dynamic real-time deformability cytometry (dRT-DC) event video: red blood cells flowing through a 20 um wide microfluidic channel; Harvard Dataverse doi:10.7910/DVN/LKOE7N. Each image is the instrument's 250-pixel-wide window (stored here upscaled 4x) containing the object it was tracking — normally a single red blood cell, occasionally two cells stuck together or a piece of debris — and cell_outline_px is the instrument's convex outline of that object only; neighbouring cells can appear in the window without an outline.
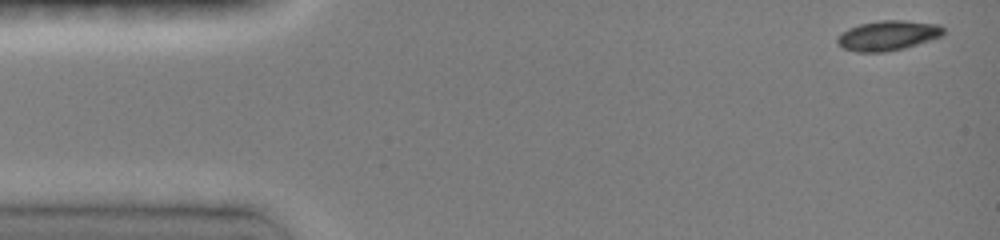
{"species": "common noctule bat (a hibernating species)", "species_latin": "Nyctalus noctula", "temperature_condition": "room temperature", "stored_images_in_passage": 81, "camera_frame_rate_fps": 3000, "um_per_image_px": 0.085, "animal": {"sex": "female", "body_mass_g": 19.0, "forearm_length_mm": 51.5}, "frame": {"image": 1, "passage_image": 1, "time_ms": 0.0, "image_size_px": [1000, 240], "cell_outline_px": [[944, 36], [904, 48], [884, 52], [856, 52], [844, 48], [836, 44], [836, 36], [848, 28], [860, 24], [880, 20], [904, 20], [940, 24], [944, 28]], "centroid_in_image_um": [75.47, 3.01], "position_along_channel_um": 9.5, "area_um2": 18.73}}
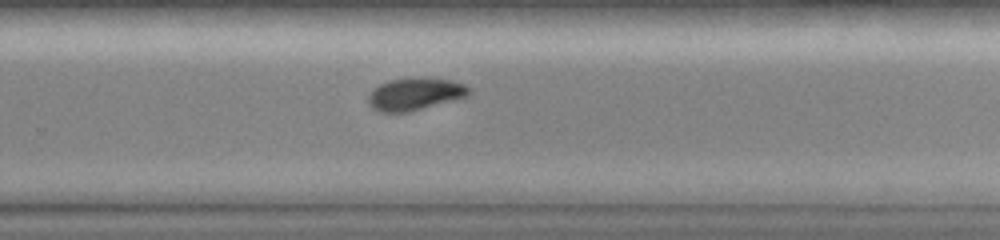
{"frame": {"image": 2, "passage_image": 57, "time_ms": 9.667, "image_size_px": [1000, 240], "cell_outline_px": [[472, 92], [468, 96], [408, 112], [380, 112], [372, 108], [368, 104], [368, 96], [380, 84], [388, 80], [420, 76], [424, 76], [452, 80], [464, 84], [472, 88]], "centroid_in_image_um": [35.32, 7.97], "position_along_channel_um": 294.5, "area_um2": 19.25}}
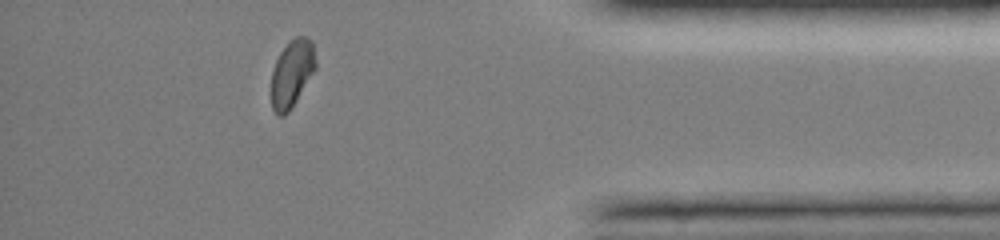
{"frame": {"image": 3, "passage_image": 72, "time_ms": 13.0, "image_size_px": [1000, 240], "cell_outline_px": [[316, 68], [296, 100], [288, 112], [284, 116], [276, 116], [272, 108], [272, 72], [276, 60], [280, 52], [288, 40], [296, 36], [304, 36], [312, 40], [316, 60]], "centroid_in_image_um": [24.81, 6.21], "position_along_channel_um": 410.4, "area_um2": 17.4}, "authors_computed_cell_mechanics": {"area_um2": 18.8428, "velocity_mm_per_s": 4.102, "shape_relaxation_time_tau1_ms": 8.3583, "shape_relaxation_time_tau2_ms": 7.0467, "deformation_change_tau1": 0.1796, "deformation_change_tau2": 0.0789}}